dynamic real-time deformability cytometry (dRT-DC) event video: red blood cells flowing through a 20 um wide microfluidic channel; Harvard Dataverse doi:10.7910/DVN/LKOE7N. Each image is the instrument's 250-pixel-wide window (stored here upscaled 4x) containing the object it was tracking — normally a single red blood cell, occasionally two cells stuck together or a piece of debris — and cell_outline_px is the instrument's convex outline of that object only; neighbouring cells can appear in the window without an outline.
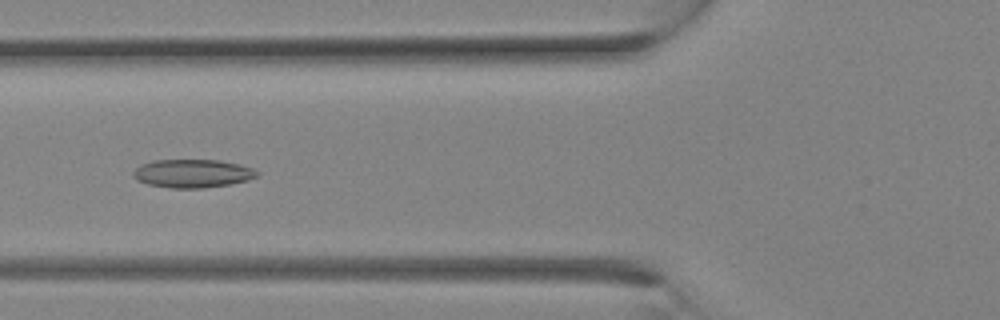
{"species": "Egyptian fruit bat (a non-hibernating species)", "species_latin": "Rousettus aegyptiacus", "temperature_condition": "room temperature", "stored_images_in_passage": 30, "camera_frame_rate_fps": 3000, "um_per_image_px": 0.085, "animal": {"sex": "female"}, "frame": {"image": 1, "passage_image": 12, "time_ms": 3.667, "image_size_px": [1000, 320], "cell_outline_px": [[260, 176], [248, 180], [228, 184], [204, 188], [172, 188], [148, 184], [136, 180], [132, 176], [132, 172], [140, 164], [152, 160], [220, 160], [240, 164], [252, 168], [260, 172]], "centroid_in_image_um": [16.37, 14.74], "position_along_channel_um": 109.4, "area_um2": 20.63}}
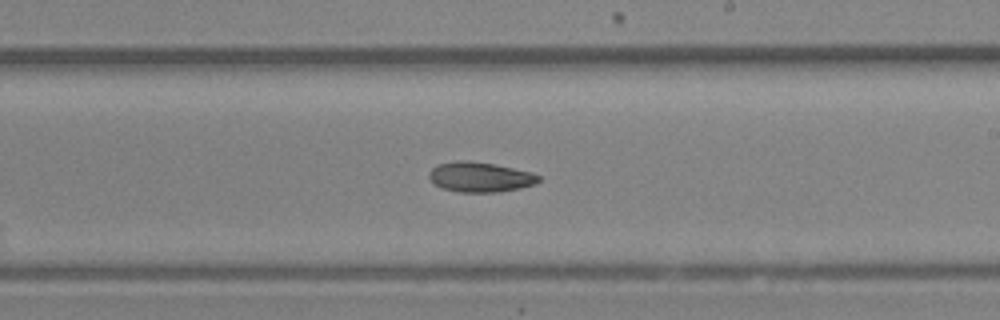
{"frame": {"image": 2, "passage_image": 18, "time_ms": 5.667, "image_size_px": [1000, 320], "cell_outline_px": [[540, 180], [536, 184], [520, 188], [500, 192], [460, 192], [440, 188], [432, 184], [428, 176], [428, 172], [436, 164], [456, 160], [460, 160], [496, 164], [532, 172], [540, 176]], "centroid_in_image_um": [40.78, 15.05], "position_along_channel_um": 248.2, "area_um2": 19.48}}
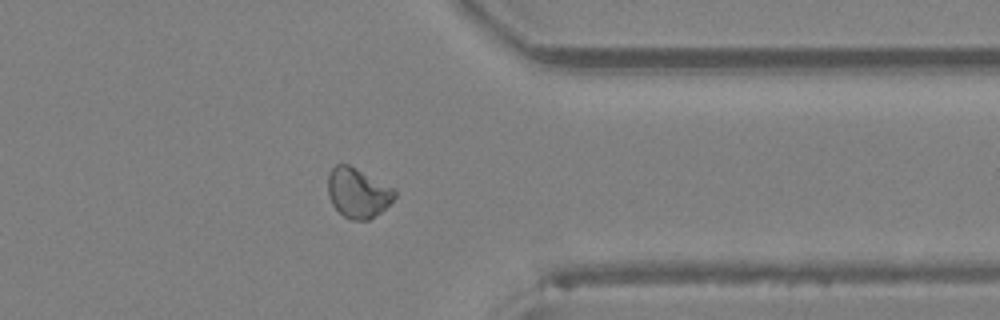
{"frame": {"image": 3, "passage_image": 24, "time_ms": 7.667, "image_size_px": [1000, 320], "cell_outline_px": [[396, 196], [380, 212], [368, 220], [348, 220], [332, 204], [328, 196], [328, 176], [332, 168], [336, 164], [348, 164], [396, 188]], "centroid_in_image_um": [30.42, 16.38], "position_along_channel_um": 381.0, "area_um2": 19.36}}